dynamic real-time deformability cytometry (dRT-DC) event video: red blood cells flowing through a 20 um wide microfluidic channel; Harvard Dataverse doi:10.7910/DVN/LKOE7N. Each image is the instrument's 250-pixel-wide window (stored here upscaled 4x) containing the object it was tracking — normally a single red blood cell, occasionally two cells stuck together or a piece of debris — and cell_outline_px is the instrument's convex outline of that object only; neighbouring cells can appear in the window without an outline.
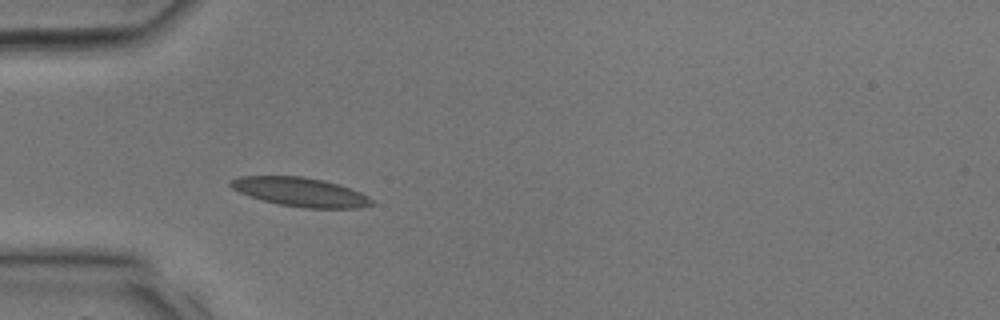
{"species": "common noctule bat (a hibernating species)", "species_latin": "Nyctalus noctula", "temperature_condition": "room temperature", "stored_images_in_passage": 25, "camera_frame_rate_fps": 3000, "um_per_image_px": 0.085, "animal": {"sex": "male", "body_mass_g": 17.9, "forearm_length_mm": 54.2}, "frame": {"image": 1, "passage_image": 1, "time_ms": 0.0, "image_size_px": [1000, 320], "cell_outline_px": [[376, 204], [360, 208], [304, 208], [280, 204], [248, 196], [232, 188], [228, 184], [232, 180], [240, 176], [304, 176], [324, 180], [340, 184], [360, 192], [368, 196]], "centroid_in_image_um": [25.57, 16.32], "position_along_channel_um": 59.4, "area_um2": 23.87}}
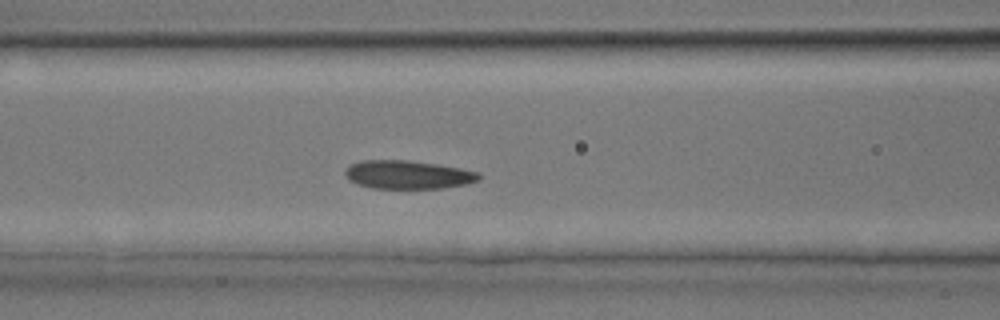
{"frame": {"image": 2, "passage_image": 5, "time_ms": 1.333, "image_size_px": [1000, 320], "cell_outline_px": [[480, 180], [464, 184], [440, 188], [372, 188], [348, 180], [344, 172], [348, 164], [360, 160], [408, 160], [436, 164], [460, 168], [480, 172]], "centroid_in_image_um": [34.64, 14.83], "position_along_channel_um": 132.0, "area_um2": 22.14}}
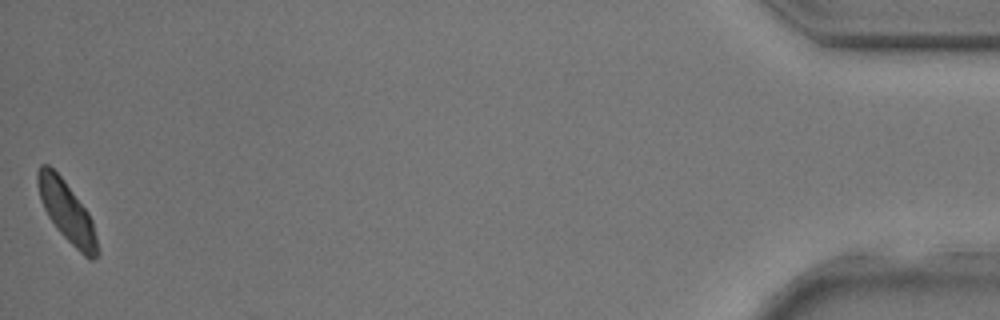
{"frame": {"image": 3, "passage_image": 25, "time_ms": 8.0, "image_size_px": [1000, 320], "cell_outline_px": [[100, 252], [92, 260], [88, 260], [60, 232], [48, 216], [40, 200], [36, 184], [36, 172], [40, 164], [48, 164], [64, 180], [88, 212], [92, 220]], "centroid_in_image_um": [5.67, 17.98], "position_along_channel_um": 429.5, "area_um2": 20.98}}